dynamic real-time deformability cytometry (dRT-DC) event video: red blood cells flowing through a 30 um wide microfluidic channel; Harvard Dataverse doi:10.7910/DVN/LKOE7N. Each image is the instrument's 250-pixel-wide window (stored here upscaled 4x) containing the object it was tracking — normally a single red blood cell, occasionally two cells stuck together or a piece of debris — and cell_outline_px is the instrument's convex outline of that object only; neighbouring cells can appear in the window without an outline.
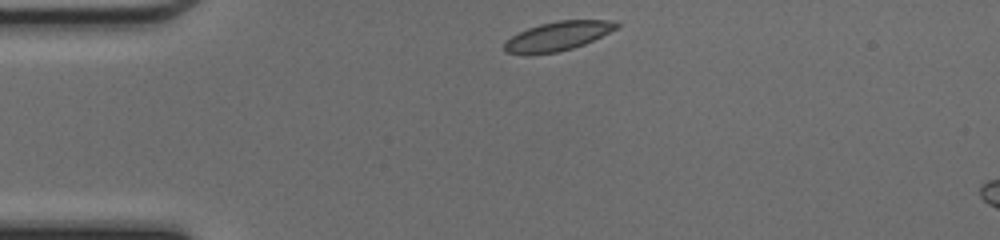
{"species": "common noctule bat (a hibernating species)", "species_latin": "Nyctalus noctula", "temperature_condition": "cold", "stored_images_in_passage": 38, "camera_frame_rate_fps": 3000, "um_per_image_px": 0.085, "animal": {"sex": "female", "body_mass_g": 17.0, "forearm_length_mm": 48.0}, "frame": {"image": 1, "passage_image": 1, "time_ms": 0.0, "image_size_px": [1000, 240], "cell_outline_px": [[620, 24], [616, 28], [584, 44], [572, 48], [556, 52], [528, 56], [504, 52], [504, 44], [512, 36], [528, 28], [540, 24], [560, 20], [612, 20]], "centroid_in_image_um": [47.36, 3.09], "position_along_channel_um": 37.6, "area_um2": 18.9}}
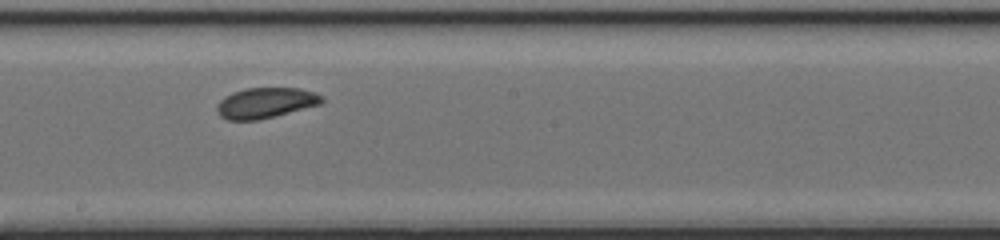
{"frame": {"image": 2, "passage_image": 17, "time_ms": 5.333, "image_size_px": [1000, 240], "cell_outline_px": [[324, 100], [320, 104], [276, 116], [260, 120], [228, 120], [220, 116], [216, 112], [216, 104], [224, 96], [232, 92], [248, 88], [300, 88], [324, 96]], "centroid_in_image_um": [22.54, 8.75], "position_along_channel_um": 225.7, "area_um2": 18.79}}
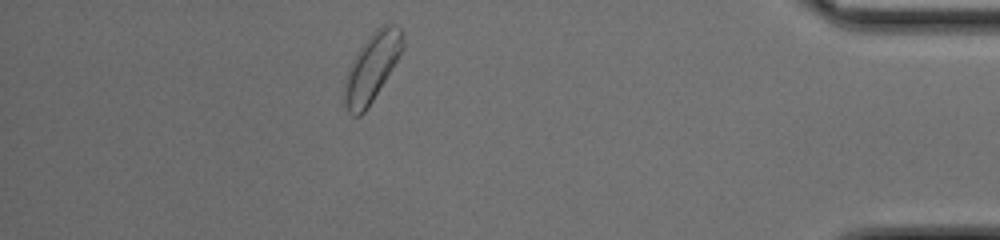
{"frame": {"image": 3, "passage_image": 33, "time_ms": 10.667, "image_size_px": [1000, 240], "cell_outline_px": [[404, 48], [368, 108], [360, 116], [352, 116], [348, 112], [344, 104], [344, 80], [348, 68], [352, 60], [368, 36], [376, 28], [384, 24], [396, 24], [404, 32]], "centroid_in_image_um": [31.61, 5.72], "position_along_channel_um": 403.6, "area_um2": 23.29}, "authors_computed_cell_mechanics": {"area_um2": 19.2185, "velocity_mm_per_s": 4.2101, "shape_relaxation_time_tau1_ms": 3.9361, "shape_relaxation_time_tau2_ms": null, "deformation_change_tau1": 0.0785, "deformation_change_tau2": null}}